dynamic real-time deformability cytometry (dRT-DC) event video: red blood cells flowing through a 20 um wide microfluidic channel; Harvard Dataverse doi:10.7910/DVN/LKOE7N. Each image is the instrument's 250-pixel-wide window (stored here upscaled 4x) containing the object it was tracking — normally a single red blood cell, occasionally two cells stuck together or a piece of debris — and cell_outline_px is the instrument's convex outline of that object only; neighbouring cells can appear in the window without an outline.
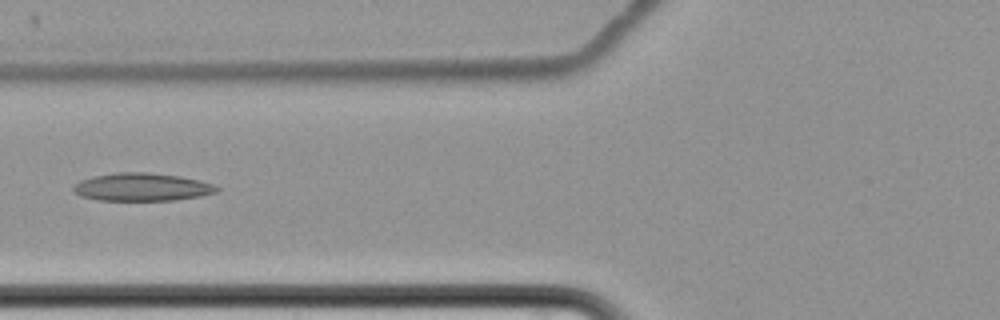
{"species": "common noctule bat (a hibernating species)", "species_latin": "Nyctalus noctula", "temperature_condition": "cold", "stored_images_in_passage": 11, "camera_frame_rate_fps": 3000, "um_per_image_px": 0.085, "animal": {"sex": "female", "body_mass_g": 22.7, "forearm_length_mm": 54.2}, "frame": {"image": 1, "passage_image": 7, "time_ms": 8.333, "image_size_px": [1000, 320], "cell_outline_px": [[220, 188], [216, 192], [200, 196], [172, 200], [96, 200], [80, 196], [72, 188], [80, 180], [96, 176], [116, 172], [148, 172], [180, 176], [200, 180], [212, 184]], "centroid_in_image_um": [12.07, 15.89], "position_along_channel_um": 113.7, "area_um2": 23.18}}
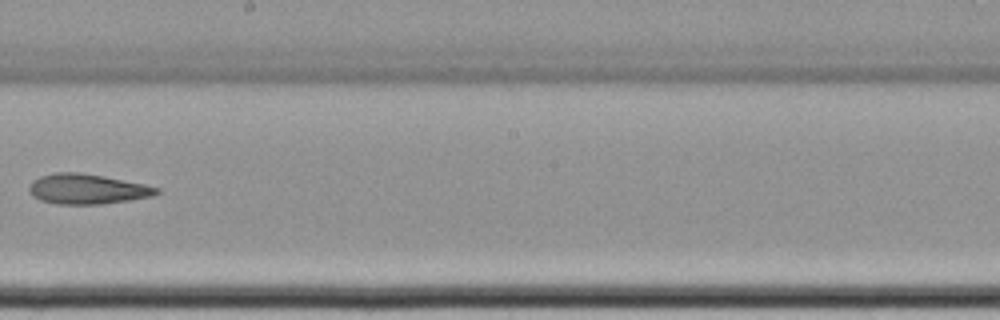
{"frame": {"image": 2, "passage_image": 10, "time_ms": 12.0, "image_size_px": [1000, 320], "cell_outline_px": [[160, 192], [152, 196], [128, 200], [100, 204], [56, 204], [40, 200], [32, 196], [28, 188], [32, 180], [40, 176], [56, 172], [80, 172], [104, 176], [144, 184], [160, 188]], "centroid_in_image_um": [7.38, 16.06], "position_along_channel_um": 240.8, "area_um2": 22.37}}
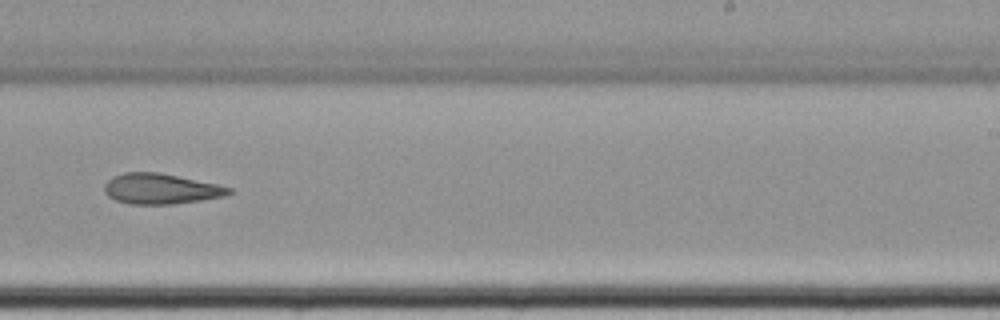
{"frame": {"image": 3, "passage_image": 11, "time_ms": 13.0, "image_size_px": [1000, 320], "cell_outline_px": [[232, 192], [224, 196], [200, 200], [172, 204], [128, 204], [116, 200], [108, 196], [104, 192], [104, 184], [112, 176], [124, 172], [160, 172], [216, 184], [232, 188]], "centroid_in_image_um": [13.62, 16.04], "position_along_channel_um": 275.4, "area_um2": 22.08}}